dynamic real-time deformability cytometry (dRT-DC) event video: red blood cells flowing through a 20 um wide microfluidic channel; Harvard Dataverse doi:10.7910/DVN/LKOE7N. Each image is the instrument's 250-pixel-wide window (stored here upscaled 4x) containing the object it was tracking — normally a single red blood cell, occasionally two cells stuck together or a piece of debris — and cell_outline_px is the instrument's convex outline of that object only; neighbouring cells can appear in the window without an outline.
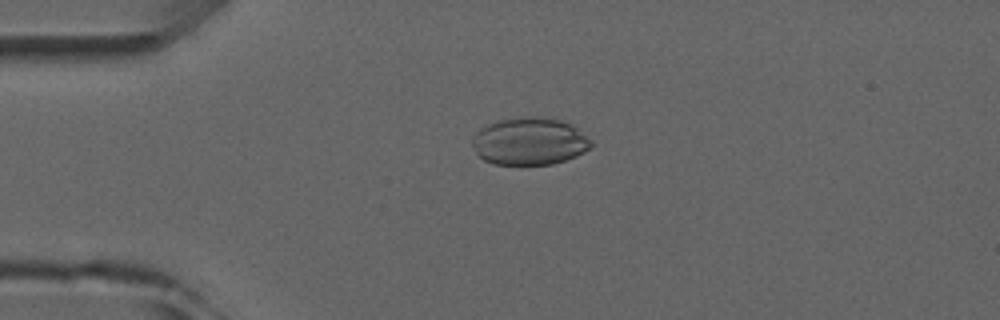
{"species": "common noctule bat (a hibernating species)", "species_latin": "Nyctalus noctula", "temperature_condition": "room temperature", "stored_images_in_passage": 5, "camera_frame_rate_fps": 3000, "um_per_image_px": 0.085, "animal": {"sex": "male", "forearm_length_mm": 52.5}, "frame": {"image": 1, "passage_image": 4, "time_ms": 3.667, "image_size_px": [1000, 320], "cell_outline_px": [[592, 144], [584, 152], [576, 156], [552, 164], [492, 164], [484, 160], [476, 152], [472, 144], [472, 136], [480, 128], [496, 120], [528, 116], [536, 116], [560, 120], [572, 124], [592, 140]], "centroid_in_image_um": [44.99, 12.0], "position_along_channel_um": 40.0, "area_um2": 32.89}}